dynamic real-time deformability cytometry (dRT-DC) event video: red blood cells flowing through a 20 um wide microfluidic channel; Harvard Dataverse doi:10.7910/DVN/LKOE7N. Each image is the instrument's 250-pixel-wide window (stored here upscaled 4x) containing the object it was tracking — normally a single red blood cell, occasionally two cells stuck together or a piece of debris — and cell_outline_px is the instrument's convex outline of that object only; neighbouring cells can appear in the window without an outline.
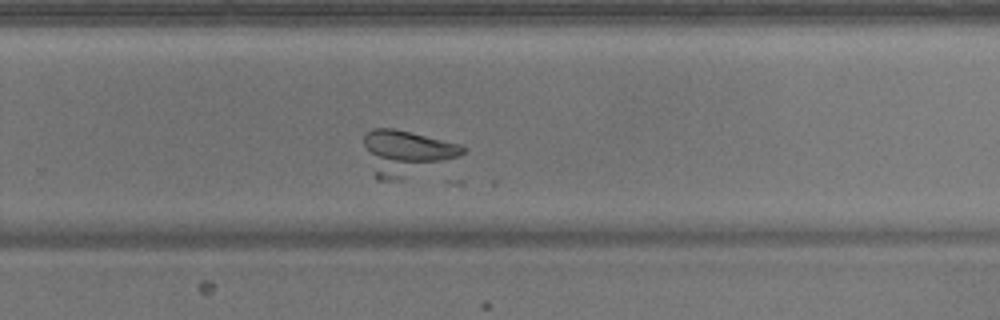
{"species": "common noctule bat (a hibernating species)", "species_latin": "Nyctalus noctula", "temperature_condition": "warm", "stored_images_in_passage": 37, "camera_frame_rate_fps": 3000, "um_per_image_px": 0.085, "animal": {"sex": "male", "body_mass_g": 17.9}, "frame": {"image": 1, "passage_image": 20, "time_ms": 6.333, "image_size_px": [1000, 320], "cell_outline_px": [[464, 152], [456, 156], [404, 180], [376, 180], [372, 176], [364, 144], [364, 136], [372, 128], [392, 128], [460, 144], [464, 148]], "centroid_in_image_um": [34.43, 13.01], "position_along_channel_um": 295.4, "area_um2": 25.66}}
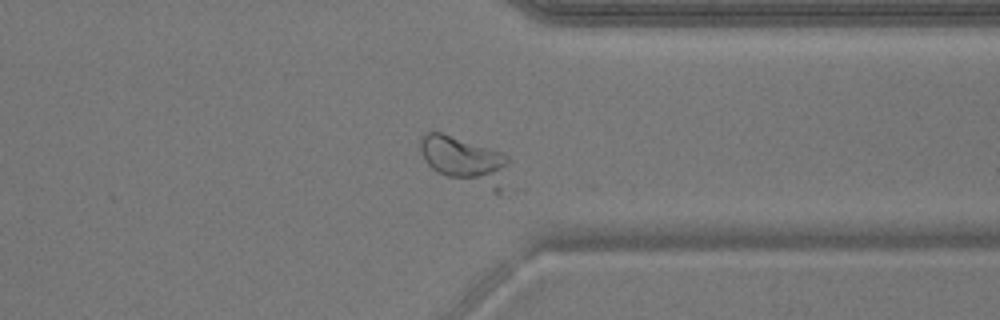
{"frame": {"image": 2, "passage_image": 26, "time_ms": 8.333, "image_size_px": [1000, 320], "cell_outline_px": [[508, 164], [500, 192], [492, 192], [436, 172], [428, 164], [420, 148], [420, 140], [428, 132], [440, 132], [500, 152], [508, 156]], "centroid_in_image_um": [39.52, 13.67], "position_along_channel_um": 371.9, "area_um2": 23.99}}
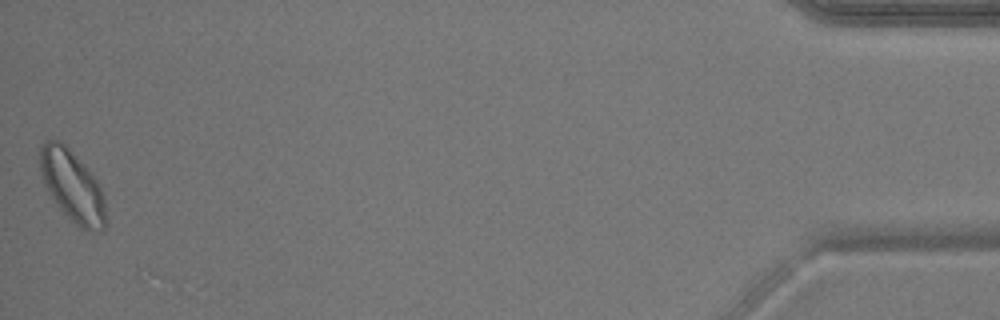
{"frame": {"image": 3, "passage_image": 37, "time_ms": 12.0, "image_size_px": [1000, 320], "cell_outline_px": [[104, 228], [92, 232], [80, 228], [60, 208], [44, 188], [40, 172], [40, 148], [48, 140], [60, 140], [68, 148], [100, 184], [104, 200]], "centroid_in_image_um": [6.11, 15.82], "position_along_channel_um": 429.1, "area_um2": 26.76}}